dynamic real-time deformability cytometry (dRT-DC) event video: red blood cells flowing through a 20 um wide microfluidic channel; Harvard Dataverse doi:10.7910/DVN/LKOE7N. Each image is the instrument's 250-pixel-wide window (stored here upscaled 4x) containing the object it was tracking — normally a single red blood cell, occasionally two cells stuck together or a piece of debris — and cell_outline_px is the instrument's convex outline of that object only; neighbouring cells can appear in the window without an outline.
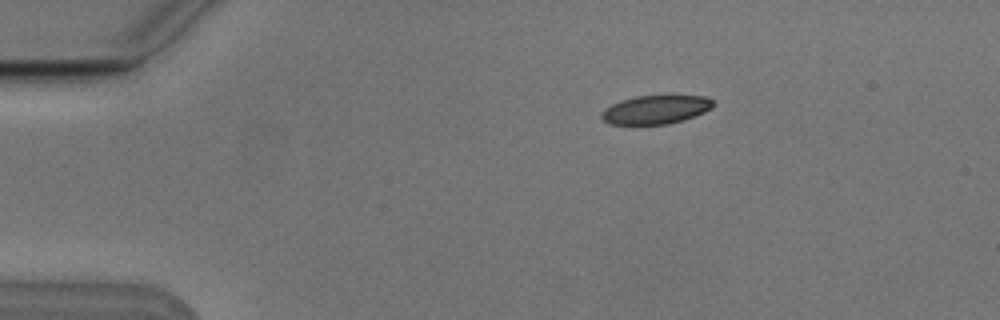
{"species": "Egyptian fruit bat (a non-hibernating species)", "species_latin": "Rousettus aegyptiacus", "temperature_condition": "cold", "stored_images_in_passage": 4, "camera_frame_rate_fps": 3000, "um_per_image_px": 0.085, "animal": {"sex": "male"}, "frame": {"image": 1, "passage_image": 2, "time_ms": 0.333, "image_size_px": [1000, 320], "cell_outline_px": [[716, 104], [712, 108], [704, 112], [684, 120], [668, 124], [608, 124], [600, 116], [600, 112], [604, 108], [612, 104], [636, 96], [704, 96], [712, 100]], "centroid_in_image_um": [55.73, 9.32], "position_along_channel_um": 29.3, "area_um2": 18.55}}